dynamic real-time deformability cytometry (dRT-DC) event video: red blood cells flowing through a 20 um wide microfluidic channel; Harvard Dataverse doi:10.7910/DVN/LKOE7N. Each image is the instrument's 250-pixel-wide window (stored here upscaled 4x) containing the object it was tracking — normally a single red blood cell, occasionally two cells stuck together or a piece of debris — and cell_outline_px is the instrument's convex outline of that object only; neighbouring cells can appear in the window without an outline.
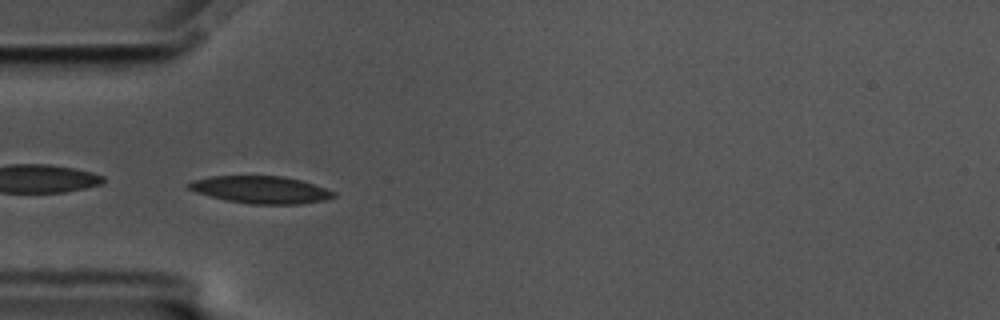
{"species": "common noctule bat (a hibernating species)", "species_latin": "Nyctalus noctula", "temperature_condition": "cold", "stored_images_in_passage": 57, "camera_frame_rate_fps": 3000, "um_per_image_px": 0.085, "animal": {"sex": "male", "body_mass_g": 17.5, "forearm_length_mm": 52.3}, "frame": {"image": 1, "passage_image": 17, "time_ms": 5.333, "image_size_px": [1000, 320], "cell_outline_px": [[336, 196], [324, 200], [300, 204], [248, 204], [228, 200], [196, 192], [188, 188], [188, 184], [192, 180], [212, 176], [284, 176], [300, 180], [336, 192]], "centroid_in_image_um": [22.18, 16.12], "position_along_channel_um": 62.8, "area_um2": 22.83}}
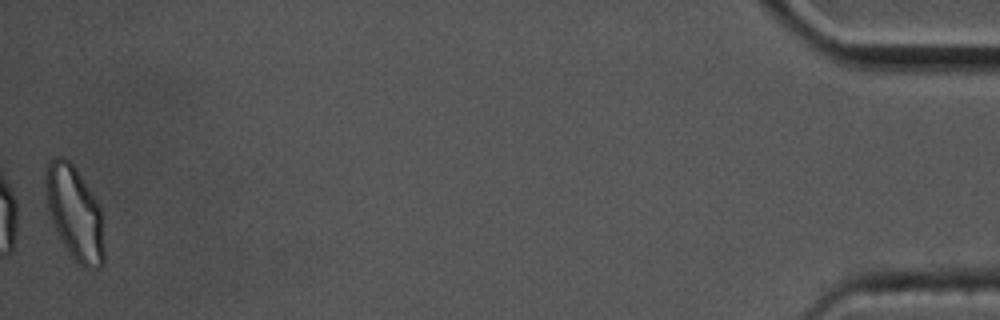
{"frame": {"image": 2, "passage_image": 57, "time_ms": 18.667, "image_size_px": [1000, 320], "cell_outline_px": [[104, 264], [100, 268], [84, 268], [76, 264], [68, 252], [52, 220], [44, 196], [44, 172], [48, 160], [52, 156], [64, 156], [76, 168], [100, 204], [104, 244]], "centroid_in_image_um": [6.33, 18.07], "position_along_channel_um": 428.9, "area_um2": 32.6}, "authors_computed_cell_mechanics": {"area_um2": 22.831, "velocity_mm_per_s": 3.4657, "shape_relaxation_time_tau1_ms": 2.9217, "shape_relaxation_time_tau2_ms": 4.8898, "deformation_change_tau1": 0.1472, "deformation_change_tau2": 0.1077}}